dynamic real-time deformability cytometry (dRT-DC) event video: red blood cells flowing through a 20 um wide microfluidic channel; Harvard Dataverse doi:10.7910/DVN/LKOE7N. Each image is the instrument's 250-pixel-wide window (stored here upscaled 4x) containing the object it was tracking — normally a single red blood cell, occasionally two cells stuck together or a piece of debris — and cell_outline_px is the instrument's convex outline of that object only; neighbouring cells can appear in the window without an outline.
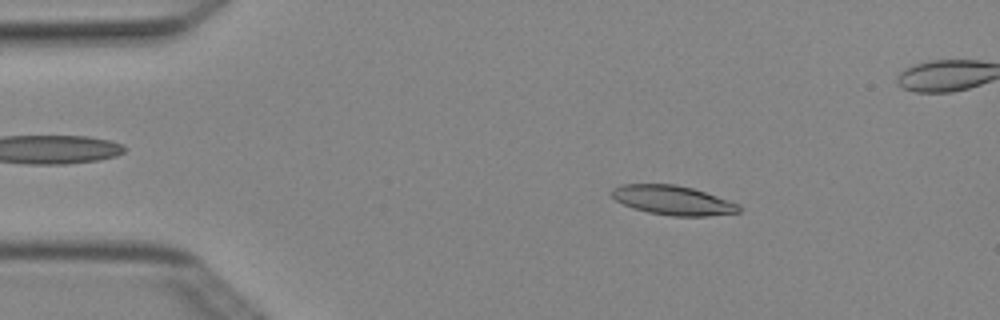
{"species": "Egyptian fruit bat (a non-hibernating species)", "species_latin": "Rousettus aegyptiacus", "temperature_condition": "cold", "stored_images_in_passage": 6, "camera_frame_rate_fps": 3000, "um_per_image_px": 0.085, "animal": {"sex": "female"}, "frame": {"image": 1, "passage_image": 2, "time_ms": 0.333, "image_size_px": [1000, 320], "cell_outline_px": [[740, 212], [708, 216], [672, 216], [648, 212], [632, 208], [616, 200], [612, 196], [612, 188], [620, 184], [676, 184], [692, 188], [740, 204]], "centroid_in_image_um": [57.18, 17.02], "position_along_channel_um": 27.8, "area_um2": 21.68}}
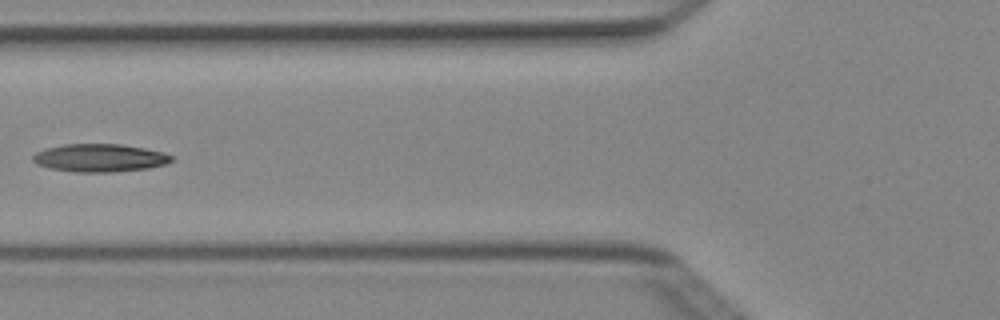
{"frame": {"image": 2, "passage_image": 5, "time_ms": 1.333, "image_size_px": [1000, 320], "cell_outline_px": [[172, 160], [164, 164], [148, 168], [112, 172], [76, 172], [48, 168], [36, 164], [32, 160], [32, 156], [36, 152], [44, 148], [64, 144], [120, 144], [144, 148], [164, 152], [172, 156]], "centroid_in_image_um": [8.43, 13.42], "position_along_channel_um": 117.4, "area_um2": 22.6}}
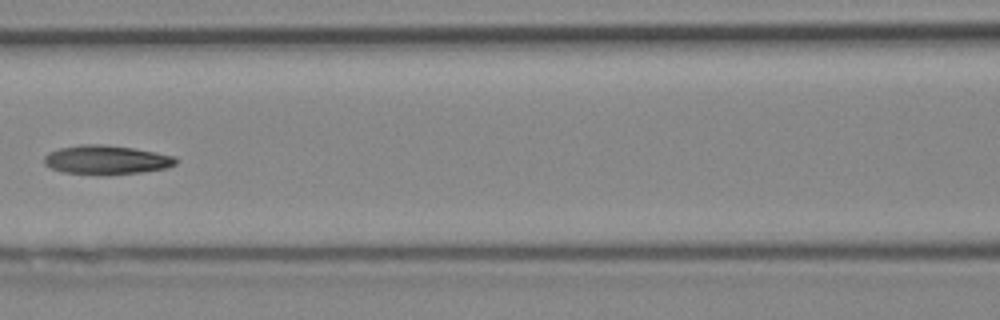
{"frame": {"image": 3, "passage_image": 6, "time_ms": 1.667, "image_size_px": [1000, 320], "cell_outline_px": [[180, 160], [176, 164], [168, 168], [140, 172], [64, 172], [52, 168], [44, 164], [44, 156], [48, 152], [60, 148], [80, 144], [100, 144], [132, 148], [156, 152], [176, 156]], "centroid_in_image_um": [9.09, 13.54], "position_along_channel_um": 157.5, "area_um2": 21.5}}